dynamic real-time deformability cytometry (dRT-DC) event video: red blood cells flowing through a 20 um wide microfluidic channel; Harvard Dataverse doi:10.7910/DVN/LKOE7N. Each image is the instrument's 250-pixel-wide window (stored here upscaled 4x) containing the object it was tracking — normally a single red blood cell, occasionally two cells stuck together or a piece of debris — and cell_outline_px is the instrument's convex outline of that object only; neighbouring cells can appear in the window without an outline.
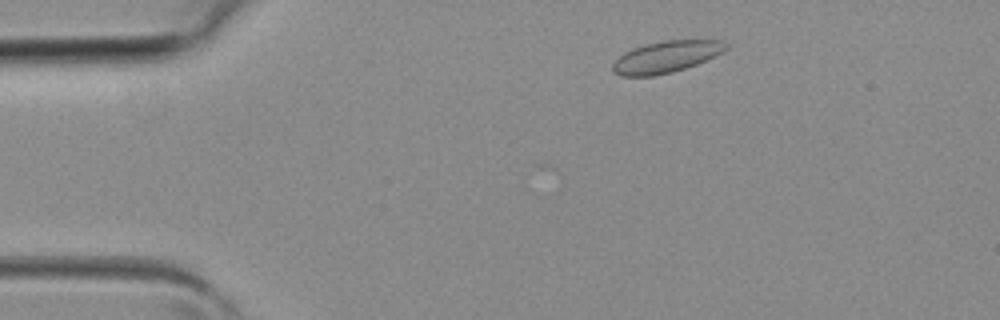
{"species": "common noctule bat (a hibernating species)", "species_latin": "Nyctalus noctula", "temperature_condition": "room temperature", "stored_images_in_passage": 4, "camera_frame_rate_fps": 3000, "um_per_image_px": 0.085, "animal": {"sex": "female", "body_mass_g": 19.3, "forearm_length_mm": 54.1}, "frame": {"image": 1, "passage_image": 2, "time_ms": 0.333, "image_size_px": [1000, 320], "cell_outline_px": [[728, 48], [724, 52], [696, 64], [672, 72], [652, 76], [620, 76], [612, 72], [612, 64], [624, 52], [632, 48], [644, 44], [664, 40], [720, 40], [728, 44]], "centroid_in_image_um": [56.6, 4.83], "position_along_channel_um": 28.4, "area_um2": 20.92}}